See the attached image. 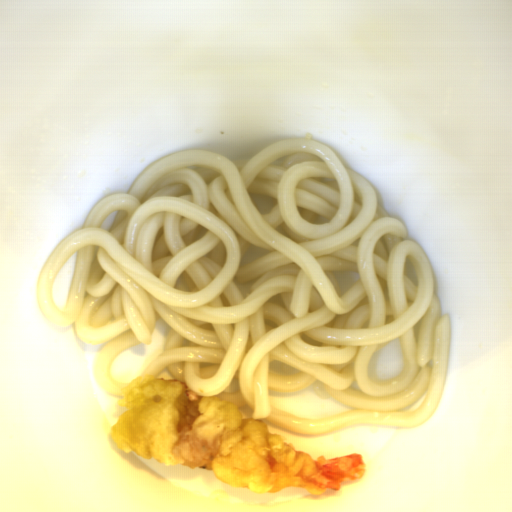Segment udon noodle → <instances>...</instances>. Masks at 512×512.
I'll use <instances>...</instances> for the list:
<instances>
[{"mask_svg":"<svg viewBox=\"0 0 512 512\" xmlns=\"http://www.w3.org/2000/svg\"><path fill=\"white\" fill-rule=\"evenodd\" d=\"M408 233L365 178L308 137L241 161L186 149L101 198L47 257L35 298L47 322L102 345L94 376L114 397L130 383L111 379L113 362L151 344L162 320L163 351L142 377L168 369L190 392L300 435L416 428L439 403L451 335L428 253ZM76 250L63 311L52 286ZM334 271L360 279L341 297ZM397 337L399 376L371 380L370 358ZM317 381L353 408L306 419L269 405L270 390Z\"/></svg>","mask_w":512,"mask_h":512,"instance_id":"1","label":"udon noodle"}]
</instances>
